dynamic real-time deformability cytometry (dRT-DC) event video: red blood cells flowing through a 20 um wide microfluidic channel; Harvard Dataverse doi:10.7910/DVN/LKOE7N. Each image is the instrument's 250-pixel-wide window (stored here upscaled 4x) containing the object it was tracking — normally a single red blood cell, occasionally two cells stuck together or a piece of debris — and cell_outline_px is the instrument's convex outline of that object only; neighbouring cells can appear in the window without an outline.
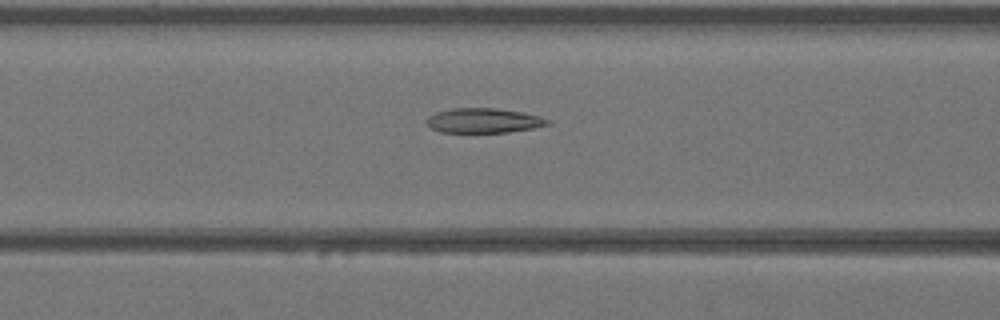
{"species": "Egyptian fruit bat (a non-hibernating species)", "species_latin": "Rousettus aegyptiacus", "temperature_condition": "warm", "stored_images_in_passage": 43, "camera_frame_rate_fps": 3000, "um_per_image_px": 0.085, "animal": {"sex": "female"}, "frame": {"image": 1, "passage_image": 18, "time_ms": 5.667, "image_size_px": [1000, 320], "cell_outline_px": [[552, 124], [532, 128], [508, 132], [440, 132], [428, 128], [424, 120], [428, 116], [436, 112], [452, 108], [496, 108], [524, 112], [540, 116], [548, 120]], "centroid_in_image_um": [41.06, 10.24], "position_along_channel_um": 125.5, "area_um2": 17.63}}
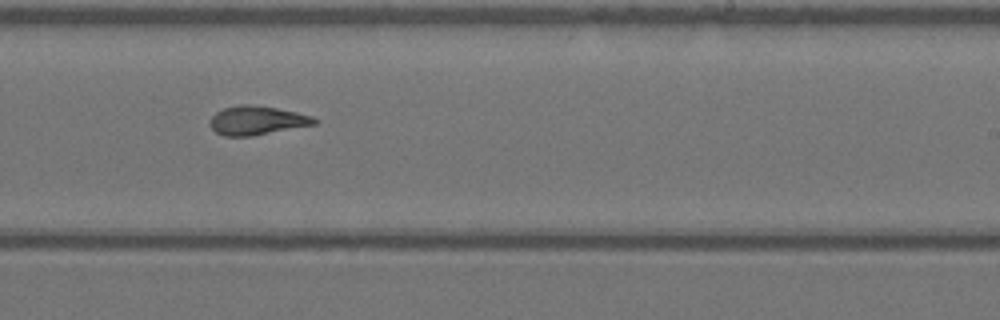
{"frame": {"image": 2, "passage_image": 27, "time_ms": 8.667, "image_size_px": [1000, 320], "cell_outline_px": [[320, 120], [316, 124], [252, 136], [224, 136], [216, 132], [208, 124], [208, 120], [216, 112], [224, 108], [240, 104], [252, 104], [276, 108], [296, 112], [312, 116]], "centroid_in_image_um": [21.82, 10.23], "position_along_channel_um": 267.2, "area_um2": 17.69}}
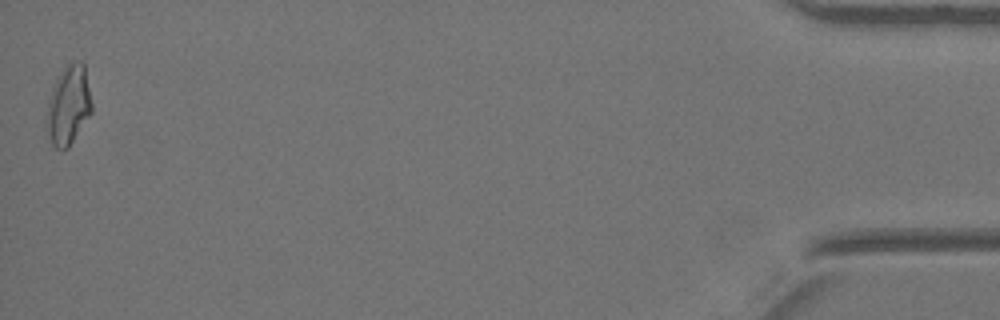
{"frame": {"image": 3, "passage_image": 43, "time_ms": 14.0, "image_size_px": [1000, 320], "cell_outline_px": [[92, 112], [68, 148], [56, 148], [52, 144], [44, 120], [44, 116], [52, 88], [56, 80], [64, 68], [68, 64], [80, 60], [84, 64], [92, 104]], "centroid_in_image_um": [5.81, 8.96], "position_along_channel_um": 429.4, "area_um2": 20.69}}